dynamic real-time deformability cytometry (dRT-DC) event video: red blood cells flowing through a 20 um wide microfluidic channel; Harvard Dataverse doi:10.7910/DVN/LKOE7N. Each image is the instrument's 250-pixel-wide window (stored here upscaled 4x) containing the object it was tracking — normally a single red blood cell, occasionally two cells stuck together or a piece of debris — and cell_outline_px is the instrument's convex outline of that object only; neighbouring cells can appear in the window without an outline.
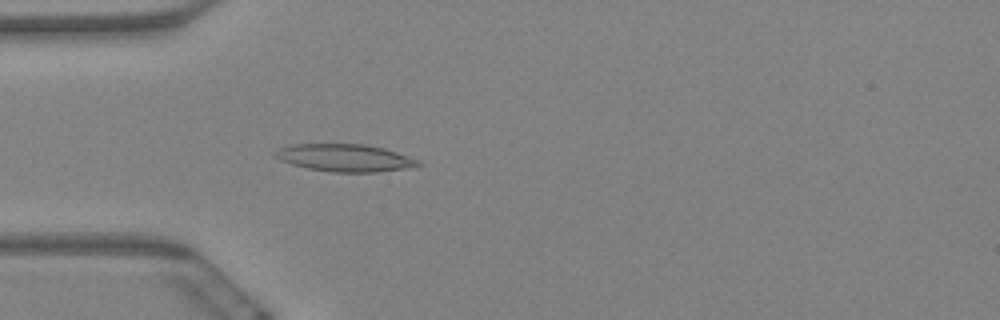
{"species": "Egyptian fruit bat (a non-hibernating species)", "species_latin": "Rousettus aegyptiacus", "temperature_condition": "warm", "stored_images_in_passage": 5, "camera_frame_rate_fps": 3000, "um_per_image_px": 0.085, "animal": {"sex": "female"}, "frame": {"image": 1, "passage_image": 5, "time_ms": 1.333, "image_size_px": [1000, 320], "cell_outline_px": [[420, 164], [416, 168], [376, 172], [332, 172], [308, 168], [292, 164], [280, 160], [276, 156], [276, 152], [280, 148], [288, 144], [364, 144], [384, 148], [420, 160]], "centroid_in_image_um": [29.38, 13.42], "position_along_channel_um": 55.6, "area_um2": 22.89}}